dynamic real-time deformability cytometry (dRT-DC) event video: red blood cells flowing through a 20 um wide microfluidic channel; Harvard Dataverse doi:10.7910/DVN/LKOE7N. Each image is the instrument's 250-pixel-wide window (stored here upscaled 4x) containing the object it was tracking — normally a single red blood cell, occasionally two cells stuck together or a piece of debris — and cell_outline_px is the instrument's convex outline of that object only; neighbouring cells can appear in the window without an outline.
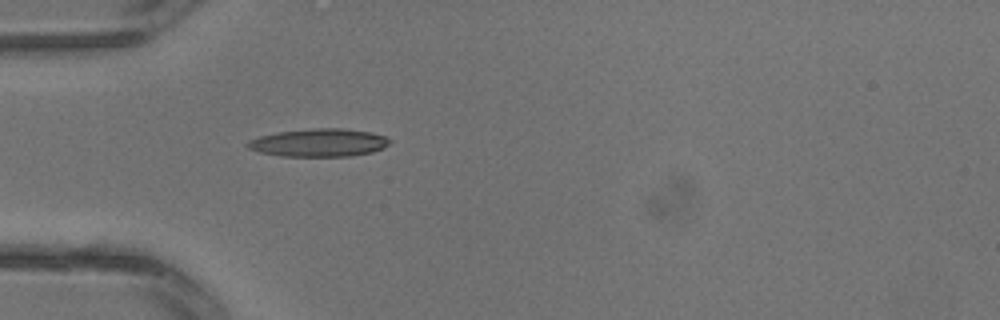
{"species": "common noctule bat (a hibernating species)", "species_latin": "Nyctalus noctula", "temperature_condition": "warm", "stored_images_in_passage": 3, "camera_frame_rate_fps": 3000, "um_per_image_px": 0.085, "animal": {"sex": "male", "body_mass_g": 13.3}, "frame": {"image": 1, "passage_image": 3, "time_ms": 0.667, "image_size_px": [1000, 320], "cell_outline_px": [[392, 140], [388, 144], [372, 152], [352, 156], [280, 156], [260, 152], [248, 148], [244, 144], [248, 140], [260, 136], [276, 132], [312, 128], [344, 128], [368, 132], [384, 136]], "centroid_in_image_um": [27.06, 12.12], "position_along_channel_um": 57.9, "area_um2": 23.12}}